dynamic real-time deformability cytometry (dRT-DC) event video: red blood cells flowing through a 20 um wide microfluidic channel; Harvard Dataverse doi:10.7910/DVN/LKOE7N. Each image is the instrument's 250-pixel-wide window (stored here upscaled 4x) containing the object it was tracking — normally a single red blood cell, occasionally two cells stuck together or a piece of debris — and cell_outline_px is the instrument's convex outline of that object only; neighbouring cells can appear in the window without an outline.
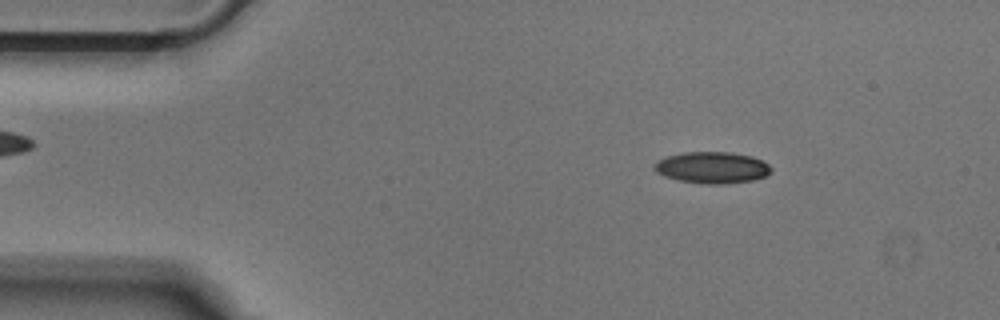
{"species": "Egyptian fruit bat (a non-hibernating species)", "species_latin": "Rousettus aegyptiacus", "temperature_condition": "cold", "stored_images_in_passage": 47, "camera_frame_rate_fps": 3000, "um_per_image_px": 0.085, "animal": {"sex": "male"}, "frame": {"image": 1, "passage_image": 3, "time_ms": 0.667, "image_size_px": [1000, 320], "cell_outline_px": [[772, 168], [764, 176], [752, 180], [724, 184], [704, 184], [680, 180], [664, 176], [656, 172], [656, 164], [660, 160], [668, 156], [684, 152], [728, 152], [752, 156], [768, 164]], "centroid_in_image_um": [60.54, 14.24], "position_along_channel_um": 24.5, "area_um2": 21.04}}
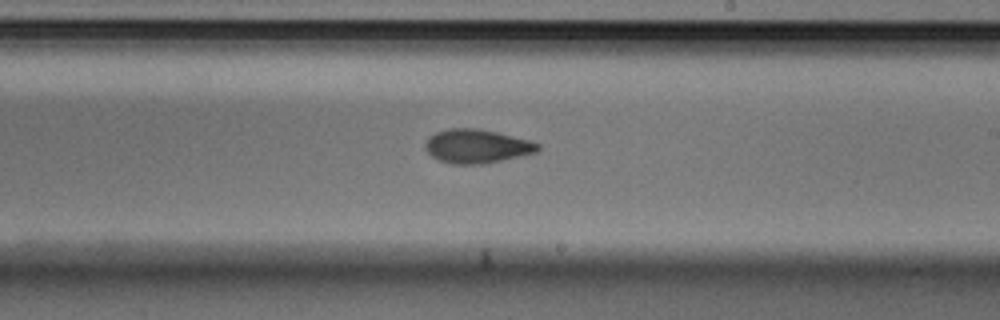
{"frame": {"image": 2, "passage_image": 25, "time_ms": 8.0, "image_size_px": [1000, 320], "cell_outline_px": [[540, 148], [536, 152], [520, 156], [484, 164], [452, 164], [440, 160], [432, 156], [424, 148], [424, 144], [428, 136], [436, 132], [448, 128], [476, 128], [496, 132], [528, 140], [540, 144]], "centroid_in_image_um": [40.49, 12.43], "position_along_channel_um": 248.5, "area_um2": 22.14}}
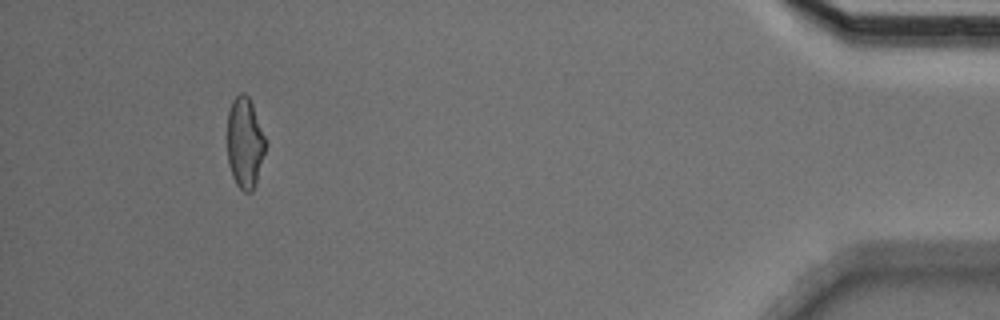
{"frame": {"image": 3, "passage_image": 43, "time_ms": 14.0, "image_size_px": [1000, 320], "cell_outline_px": [[268, 144], [256, 184], [252, 192], [244, 192], [236, 184], [232, 176], [228, 164], [228, 112], [232, 100], [240, 92], [244, 92], [248, 96], [252, 104]], "centroid_in_image_um": [20.83, 12.16], "position_along_channel_um": 414.4, "area_um2": 20.52}}